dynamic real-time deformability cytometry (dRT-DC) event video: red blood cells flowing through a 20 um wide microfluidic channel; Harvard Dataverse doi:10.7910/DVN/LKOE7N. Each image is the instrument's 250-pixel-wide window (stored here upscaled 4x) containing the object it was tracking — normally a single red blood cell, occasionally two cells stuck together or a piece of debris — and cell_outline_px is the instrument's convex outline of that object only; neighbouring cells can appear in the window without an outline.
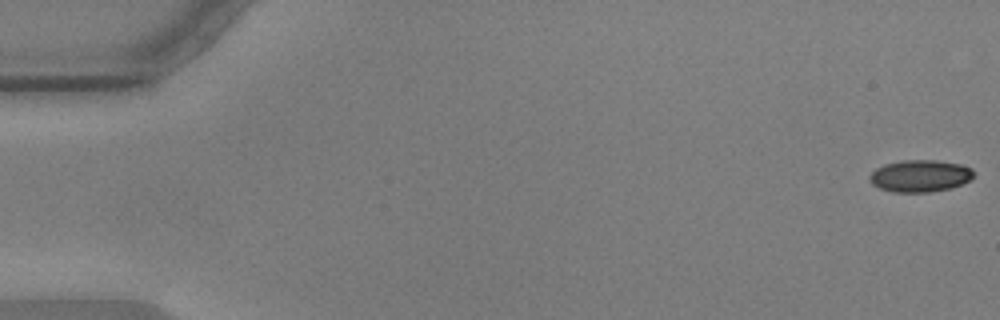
{"species": "common noctule bat (a hibernating species)", "species_latin": "Nyctalus noctula", "temperature_condition": "warm", "stored_images_in_passage": 28, "camera_frame_rate_fps": 3000, "um_per_image_px": 0.085, "animal": {"sex": "male", "body_mass_g": 17.9, "forearm_length_mm": 54.2}, "frame": {"image": 1, "passage_image": 1, "time_ms": 0.0, "image_size_px": [1000, 320], "cell_outline_px": [[972, 176], [968, 180], [952, 188], [928, 192], [892, 192], [880, 188], [872, 184], [868, 180], [868, 176], [876, 168], [884, 164], [904, 160], [936, 160], [960, 164], [972, 168]], "centroid_in_image_um": [78.16, 14.95], "position_along_channel_um": 6.8, "area_um2": 19.36}}
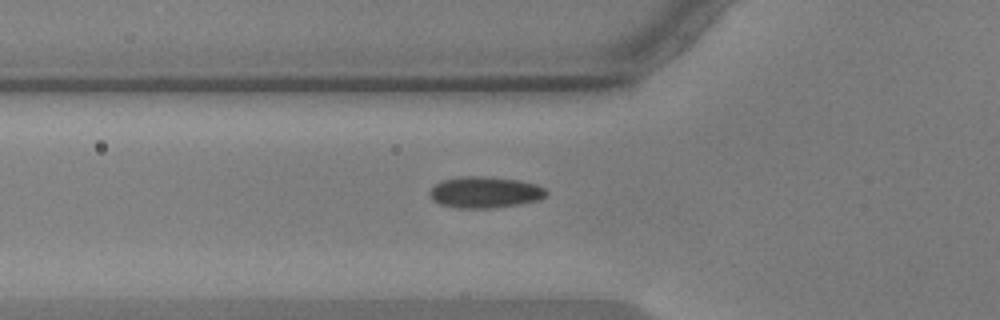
{"frame": {"image": 2, "passage_image": 20, "time_ms": 6.333, "image_size_px": [1000, 320], "cell_outline_px": [[548, 192], [544, 196], [536, 200], [520, 204], [492, 208], [456, 208], [440, 204], [432, 200], [428, 196], [428, 192], [440, 180], [460, 176], [492, 176], [520, 180], [536, 184], [544, 188]], "centroid_in_image_um": [41.17, 16.33], "position_along_channel_um": 84.6, "area_um2": 21.56}}
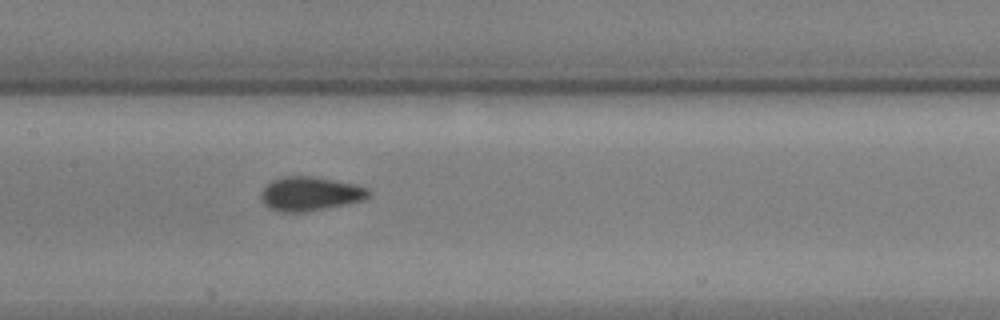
{"frame": {"image": 3, "passage_image": 28, "time_ms": 9.0, "image_size_px": [1000, 320], "cell_outline_px": [[372, 196], [364, 200], [328, 208], [304, 212], [280, 212], [268, 208], [260, 200], [260, 192], [272, 180], [284, 176], [316, 176], [356, 184], [368, 188], [372, 192]], "centroid_in_image_um": [26.38, 16.47], "position_along_channel_um": 181.0, "area_um2": 21.79}}